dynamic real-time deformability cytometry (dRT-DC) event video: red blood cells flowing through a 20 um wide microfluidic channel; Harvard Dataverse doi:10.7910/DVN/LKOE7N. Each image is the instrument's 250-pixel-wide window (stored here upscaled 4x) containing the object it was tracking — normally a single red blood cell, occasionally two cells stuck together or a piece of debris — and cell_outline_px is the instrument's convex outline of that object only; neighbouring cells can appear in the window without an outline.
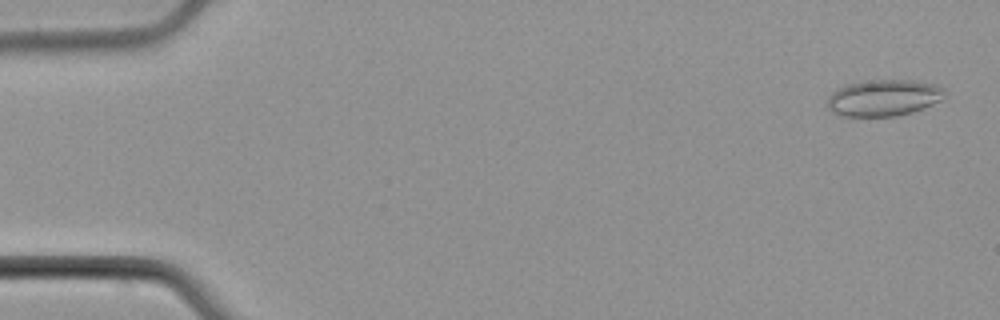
{"species": "common noctule bat (a hibernating species)", "species_latin": "Nyctalus noctula", "temperature_condition": "cold", "stored_images_in_passage": 4, "camera_frame_rate_fps": 3000, "um_per_image_px": 0.085, "animal": {"sex": "male", "body_mass_g": 21.5, "forearm_length_mm": 52.0}, "frame": {"image": 1, "passage_image": 4, "time_ms": 4.667, "image_size_px": [1000, 320], "cell_outline_px": [[948, 92], [940, 100], [924, 108], [912, 112], [896, 116], [844, 116], [832, 112], [828, 108], [828, 100], [832, 92], [848, 84], [872, 80], [912, 80], [936, 84], [944, 88]], "centroid_in_image_um": [75.16, 8.31], "position_along_channel_um": 9.8, "area_um2": 24.85}}